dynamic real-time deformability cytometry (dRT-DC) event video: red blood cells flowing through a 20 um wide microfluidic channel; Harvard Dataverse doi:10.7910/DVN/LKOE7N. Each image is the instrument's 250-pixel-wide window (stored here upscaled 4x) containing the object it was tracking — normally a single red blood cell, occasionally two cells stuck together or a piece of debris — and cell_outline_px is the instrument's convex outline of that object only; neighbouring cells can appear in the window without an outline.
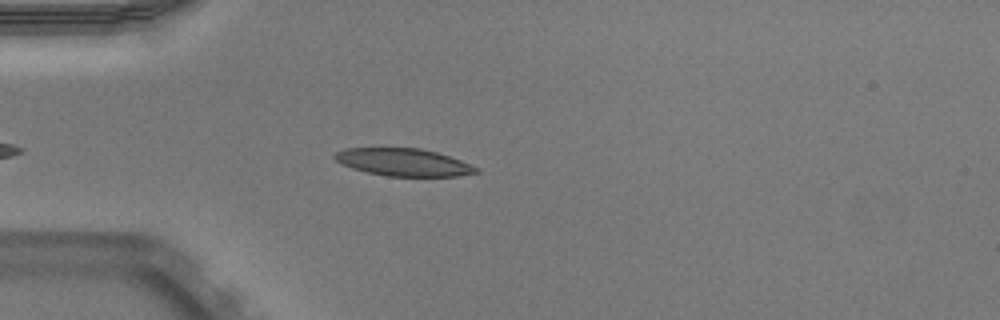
{"species": "Egyptian fruit bat (a non-hibernating species)", "species_latin": "Rousettus aegyptiacus", "temperature_condition": "warm", "stored_images_in_passage": 41, "camera_frame_rate_fps": 3000, "um_per_image_px": 0.085, "animal": {"sex": "male"}, "frame": {"image": 1, "passage_image": 11, "time_ms": 3.333, "image_size_px": [1000, 320], "cell_outline_px": [[480, 172], [456, 176], [388, 176], [368, 172], [352, 168], [336, 160], [332, 156], [336, 152], [348, 148], [420, 148], [436, 152], [460, 160], [480, 168]], "centroid_in_image_um": [34.32, 13.79], "position_along_channel_um": 50.7, "area_um2": 22.43}}
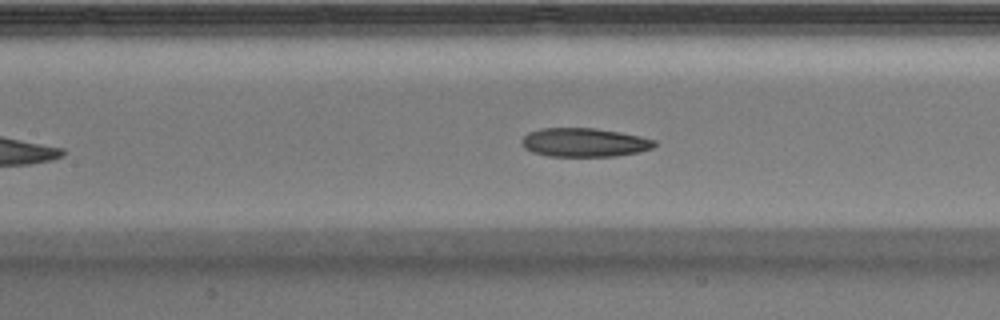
{"frame": {"image": 2, "passage_image": 20, "time_ms": 6.333, "image_size_px": [1000, 320], "cell_outline_px": [[656, 144], [652, 148], [640, 152], [616, 156], [548, 156], [532, 152], [524, 148], [520, 140], [528, 132], [540, 128], [596, 128], [620, 132], [640, 136], [656, 140]], "centroid_in_image_um": [49.66, 12.1], "position_along_channel_um": 157.7, "area_um2": 22.43}}
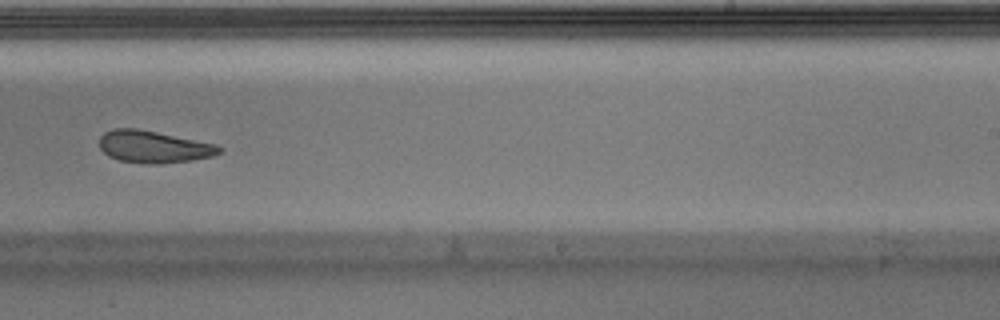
{"frame": {"image": 3, "passage_image": 29, "time_ms": 9.333, "image_size_px": [1000, 320], "cell_outline_px": [[224, 148], [220, 152], [212, 156], [192, 160], [160, 164], [148, 164], [120, 160], [108, 156], [100, 148], [100, 136], [104, 132], [112, 128], [136, 128], [216, 144]], "centroid_in_image_um": [13.04, 12.48], "position_along_channel_um": 276.0, "area_um2": 22.37}, "authors_computed_cell_mechanics": {"area_um2": 22.831, "velocity_mm_per_s": 3.9466, "shape_relaxation_time_tau1_ms": null, "shape_relaxation_time_tau2_ms": 7.9284, "deformation_change_tau1": null, "deformation_change_tau2": 0.164}}